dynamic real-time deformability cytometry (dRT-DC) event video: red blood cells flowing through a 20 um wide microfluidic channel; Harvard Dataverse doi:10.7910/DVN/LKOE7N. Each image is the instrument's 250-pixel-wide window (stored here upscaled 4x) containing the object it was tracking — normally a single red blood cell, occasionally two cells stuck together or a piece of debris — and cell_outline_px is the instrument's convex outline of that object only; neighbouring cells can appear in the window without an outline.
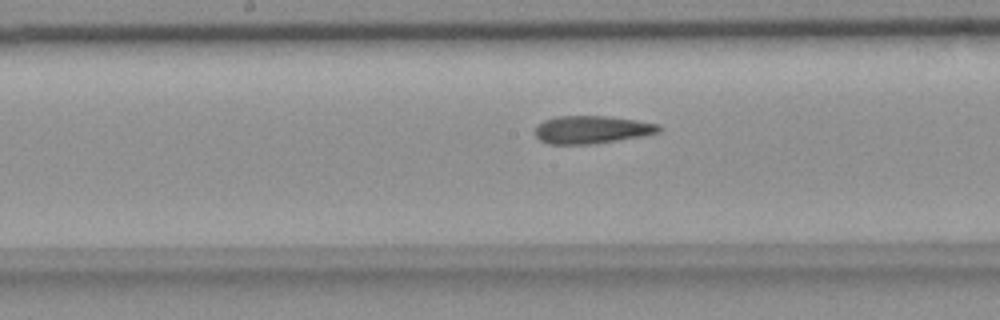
{"species": "common noctule bat (a hibernating species)", "species_latin": "Nyctalus noctula", "temperature_condition": "room temperature", "stored_images_in_passage": 40, "camera_frame_rate_fps": 3000, "um_per_image_px": 0.085, "animal": {"sex": "female", "body_mass_g": 18.4}, "frame": {"image": 1, "passage_image": 15, "time_ms": 4.667, "image_size_px": [1000, 320], "cell_outline_px": [[660, 132], [640, 136], [592, 144], [548, 144], [540, 140], [536, 136], [536, 128], [544, 120], [556, 116], [604, 116], [636, 120], [660, 124]], "centroid_in_image_um": [50.29, 11.02], "position_along_channel_um": 197.9, "area_um2": 19.83}}
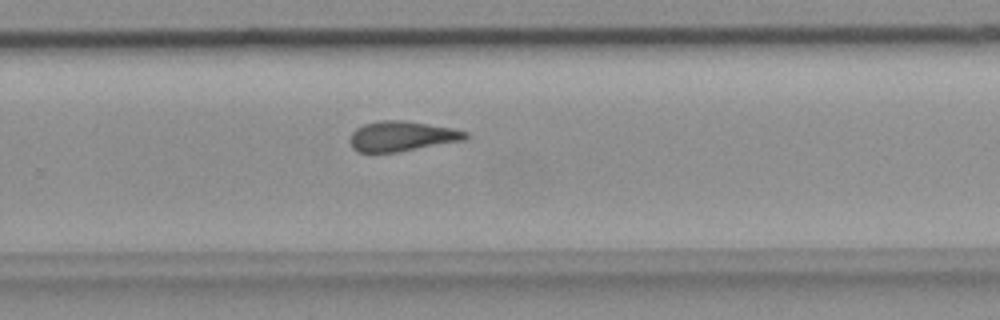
{"frame": {"image": 2, "passage_image": 23, "time_ms": 7.333, "image_size_px": [1000, 320], "cell_outline_px": [[468, 136], [464, 140], [396, 152], [356, 152], [352, 148], [348, 140], [352, 132], [356, 128], [364, 124], [380, 120], [400, 120], [428, 124], [452, 128], [468, 132]], "centroid_in_image_um": [34.1, 11.58], "position_along_channel_um": 295.7, "area_um2": 20.17}}
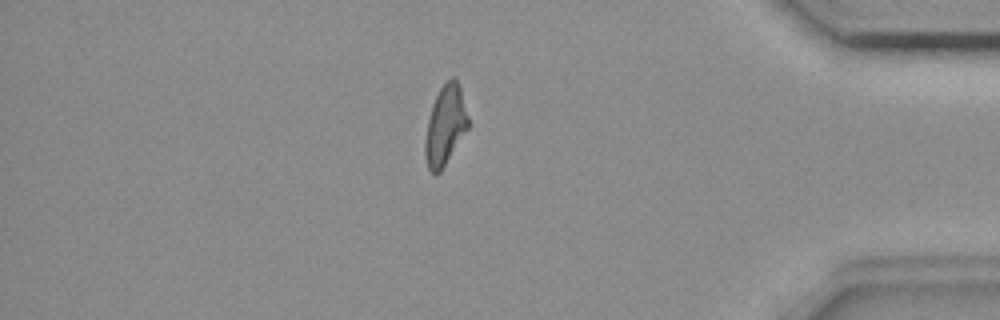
{"frame": {"image": 3, "passage_image": 34, "time_ms": 11.0, "image_size_px": [1000, 320], "cell_outline_px": [[468, 128], [440, 172], [436, 176], [432, 176], [428, 168], [424, 152], [424, 144], [428, 120], [432, 104], [440, 88], [452, 76], [460, 84], [468, 116]], "centroid_in_image_um": [37.84, 10.68], "position_along_channel_um": 397.4, "area_um2": 19.94}}